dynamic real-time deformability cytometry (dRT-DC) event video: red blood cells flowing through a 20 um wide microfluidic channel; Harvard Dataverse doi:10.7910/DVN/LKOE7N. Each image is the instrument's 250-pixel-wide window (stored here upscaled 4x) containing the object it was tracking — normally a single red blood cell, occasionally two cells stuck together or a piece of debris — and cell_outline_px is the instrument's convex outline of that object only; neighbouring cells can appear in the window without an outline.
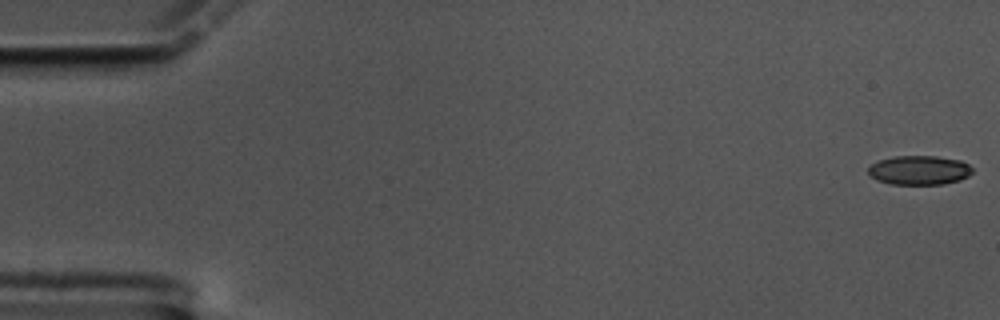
{"species": "common noctule bat (a hibernating species)", "species_latin": "Nyctalus noctula", "temperature_condition": "cold", "stored_images_in_passage": 56, "camera_frame_rate_fps": 3000, "um_per_image_px": 0.085, "animal": {"sex": "male", "body_mass_g": 17.5, "forearm_length_mm": 52.3}, "frame": {"image": 1, "passage_image": 1, "time_ms": 0.0, "image_size_px": [1000, 320], "cell_outline_px": [[972, 172], [968, 176], [960, 180], [944, 184], [888, 184], [876, 180], [868, 172], [868, 168], [872, 164], [880, 160], [892, 156], [936, 156], [960, 160], [968, 164], [972, 168]], "centroid_in_image_um": [78.14, 14.47], "position_along_channel_um": 6.9, "area_um2": 17.74}}
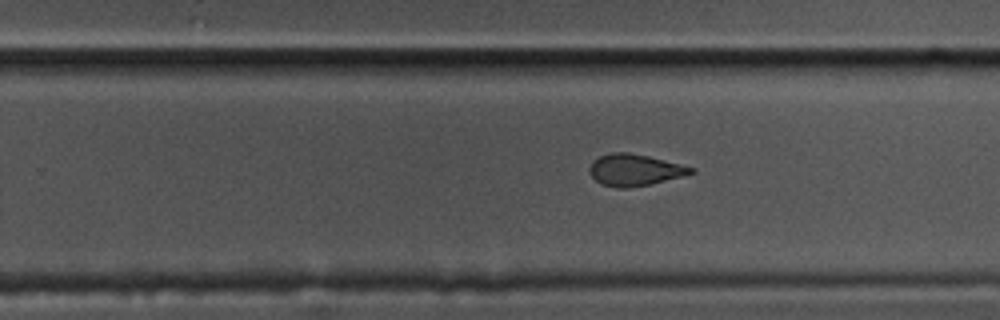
{"frame": {"image": 2, "passage_image": 38, "time_ms": 12.333, "image_size_px": [1000, 320], "cell_outline_px": [[696, 172], [648, 184], [624, 188], [616, 188], [600, 184], [588, 172], [588, 168], [592, 160], [600, 156], [612, 152], [628, 152], [648, 156], [696, 168]], "centroid_in_image_um": [53.89, 14.43], "position_along_channel_um": 275.9, "area_um2": 18.55}}
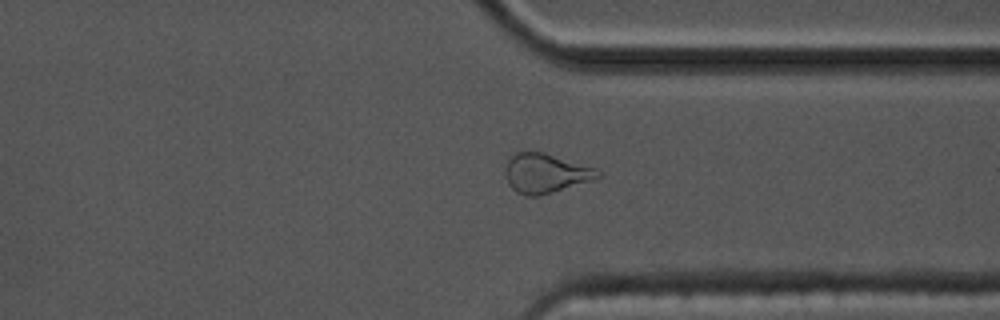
{"frame": {"image": 3, "passage_image": 46, "time_ms": 15.0, "image_size_px": [1000, 320], "cell_outline_px": [[600, 180], [536, 196], [524, 196], [516, 192], [508, 184], [504, 172], [504, 168], [508, 160], [516, 152], [544, 152], [596, 168], [600, 172]], "centroid_in_image_um": [46.41, 14.74], "position_along_channel_um": 365.0, "area_um2": 21.62}}